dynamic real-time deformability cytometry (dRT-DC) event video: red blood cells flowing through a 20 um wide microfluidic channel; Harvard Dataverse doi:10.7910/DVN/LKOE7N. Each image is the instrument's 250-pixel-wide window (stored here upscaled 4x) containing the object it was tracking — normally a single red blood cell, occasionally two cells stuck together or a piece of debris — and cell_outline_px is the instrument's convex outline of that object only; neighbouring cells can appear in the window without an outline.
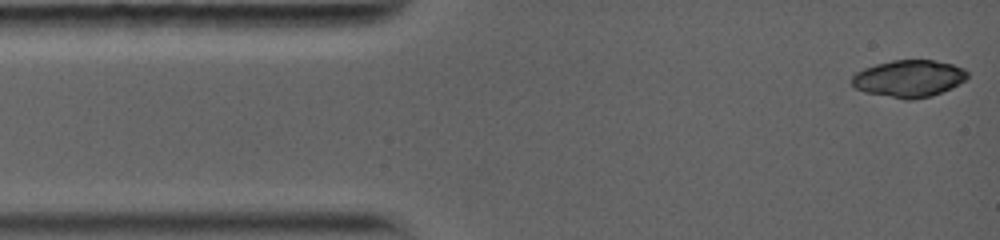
{"species": "common noctule bat (a hibernating species)", "species_latin": "Nyctalus noctula", "temperature_condition": "warm", "stored_images_in_passage": 10, "camera_frame_rate_fps": 5000, "um_per_image_px": 0.085, "animal": {"sex": "female", "body_mass_g": 19.0, "forearm_length_mm": 56.7}, "frame": {"image": 1, "passage_image": 1, "time_ms": 0.0, "image_size_px": [1000, 240], "cell_outline_px": [[968, 76], [964, 80], [952, 88], [932, 96], [912, 100], [904, 100], [864, 92], [856, 88], [852, 84], [852, 76], [856, 72], [864, 68], [876, 64], [892, 60], [932, 60], [952, 64], [964, 68], [968, 72]], "centroid_in_image_um": [77.25, 6.68], "position_along_channel_um": 7.7, "area_um2": 25.09}}